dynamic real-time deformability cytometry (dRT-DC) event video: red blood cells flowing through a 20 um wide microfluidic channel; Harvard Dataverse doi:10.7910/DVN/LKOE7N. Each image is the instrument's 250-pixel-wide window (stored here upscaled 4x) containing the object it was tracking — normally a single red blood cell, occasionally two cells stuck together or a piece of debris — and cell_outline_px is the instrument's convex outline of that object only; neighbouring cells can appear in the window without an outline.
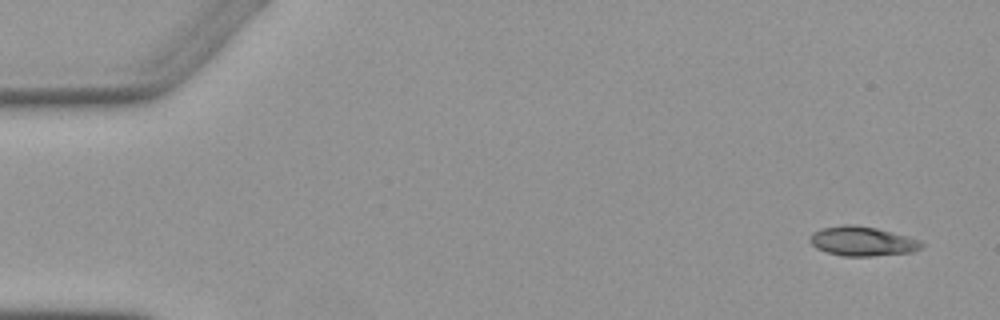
{"species": "Egyptian fruit bat (a non-hibernating species)", "species_latin": "Rousettus aegyptiacus", "temperature_condition": "warm", "stored_images_in_passage": 3, "camera_frame_rate_fps": 3000, "um_per_image_px": 0.085, "animal": {"sex": "female"}, "frame": {"image": 1, "passage_image": 1, "time_ms": 0.0, "image_size_px": [1000, 320], "cell_outline_px": [[924, 248], [912, 252], [872, 256], [844, 256], [828, 252], [816, 248], [808, 240], [808, 236], [812, 232], [820, 228], [844, 224], [856, 224], [876, 228], [908, 236], [920, 240], [924, 244]], "centroid_in_image_um": [73.29, 20.49], "position_along_channel_um": 11.7, "area_um2": 19.42}}
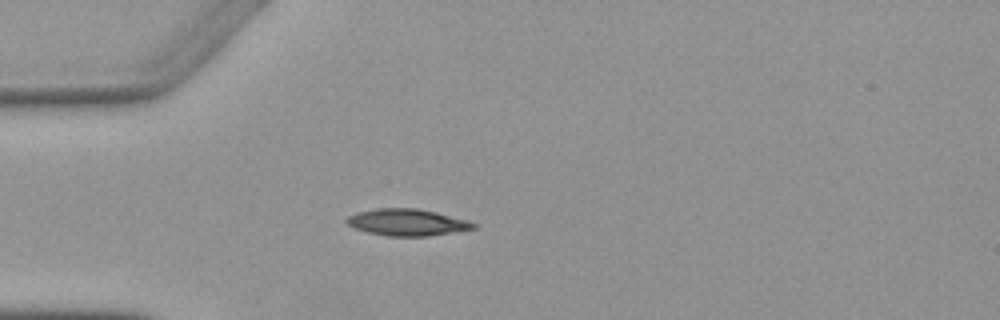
{"frame": {"image": 2, "passage_image": 3, "time_ms": 4.0, "image_size_px": [1000, 320], "cell_outline_px": [[476, 228], [428, 236], [388, 236], [368, 232], [356, 228], [348, 224], [344, 220], [348, 216], [356, 212], [376, 208], [416, 208], [436, 212], [468, 220], [476, 224]], "centroid_in_image_um": [34.59, 18.89], "position_along_channel_um": 50.4, "area_um2": 19.65}}